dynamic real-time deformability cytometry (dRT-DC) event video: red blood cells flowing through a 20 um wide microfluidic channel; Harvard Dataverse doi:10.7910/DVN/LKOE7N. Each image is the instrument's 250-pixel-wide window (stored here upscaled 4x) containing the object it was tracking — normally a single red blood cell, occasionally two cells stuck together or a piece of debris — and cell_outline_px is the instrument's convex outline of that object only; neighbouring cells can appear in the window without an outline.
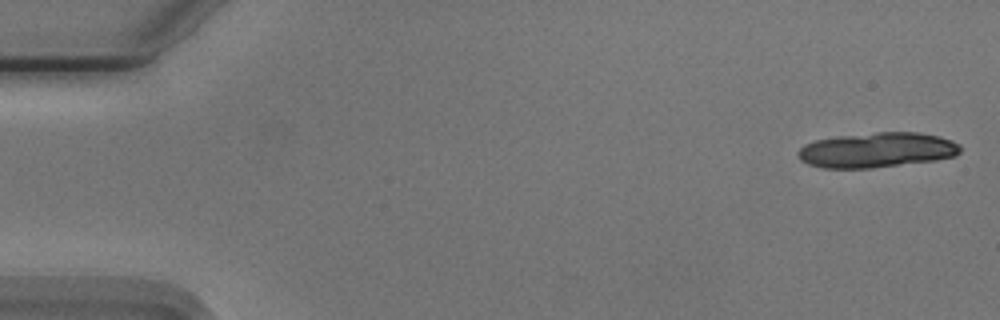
{"species": "Egyptian fruit bat (a non-hibernating species)", "species_latin": "Rousettus aegyptiacus", "temperature_condition": "cold", "stored_images_in_passage": 20, "camera_frame_rate_fps": 3000, "um_per_image_px": 0.085, "animal": {"sex": "male"}, "frame": {"image": 1, "passage_image": 1, "time_ms": 0.0, "image_size_px": [1000, 320], "cell_outline_px": [[960, 152], [956, 156], [936, 160], [872, 168], [820, 168], [808, 164], [800, 160], [796, 156], [796, 152], [804, 144], [816, 140], [840, 136], [876, 132], [920, 132], [940, 136], [952, 140], [960, 144]], "centroid_in_image_um": [74.54, 12.75], "position_along_channel_um": 10.5, "area_um2": 33.41}}
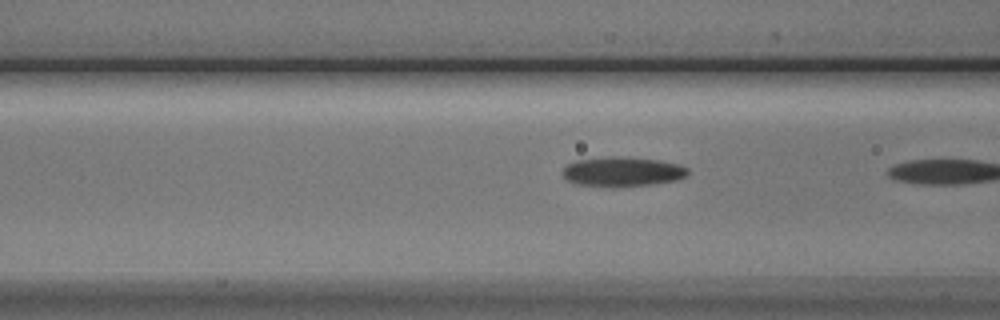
{"frame": {"image": 2, "passage_image": 19, "time_ms": 6.0, "image_size_px": [1000, 320], "cell_outline_px": [[688, 172], [684, 176], [676, 180], [652, 184], [612, 188], [576, 184], [564, 180], [560, 172], [568, 164], [576, 160], [612, 156], [620, 156], [660, 160], [680, 164], [688, 168]], "centroid_in_image_um": [52.85, 14.6], "position_along_channel_um": 113.8, "area_um2": 22.02}}